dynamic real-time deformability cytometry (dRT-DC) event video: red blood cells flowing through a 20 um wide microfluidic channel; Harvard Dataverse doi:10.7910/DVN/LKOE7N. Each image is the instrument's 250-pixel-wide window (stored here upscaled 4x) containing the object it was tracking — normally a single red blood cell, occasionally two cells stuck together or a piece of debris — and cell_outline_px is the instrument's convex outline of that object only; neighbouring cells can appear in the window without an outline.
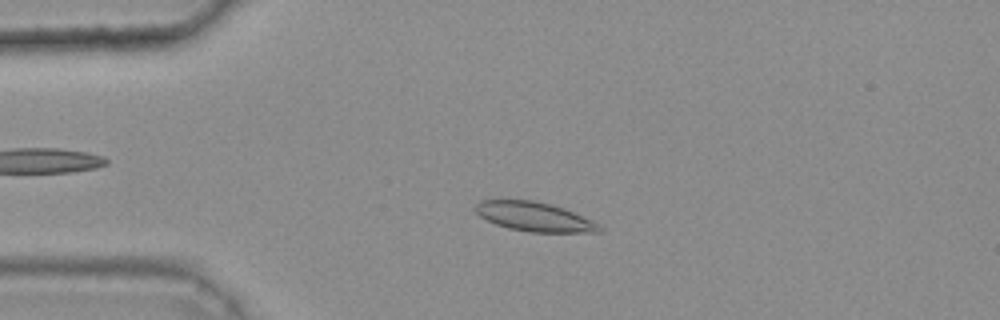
{"species": "common noctule bat (a hibernating species)", "species_latin": "Nyctalus noctula", "temperature_condition": "warm", "stored_images_in_passage": 41, "camera_frame_rate_fps": 3000, "um_per_image_px": 0.085, "animal": {"sex": "female", "body_mass_g": 25.1}, "frame": {"image": 1, "passage_image": 12, "time_ms": 3.667, "image_size_px": [1000, 320], "cell_outline_px": [[604, 228], [600, 232], [532, 232], [508, 228], [496, 224], [480, 216], [472, 208], [480, 200], [532, 200], [552, 204], [564, 208], [592, 220], [600, 224]], "centroid_in_image_um": [45.43, 18.42], "position_along_channel_um": 39.6, "area_um2": 21.15}}
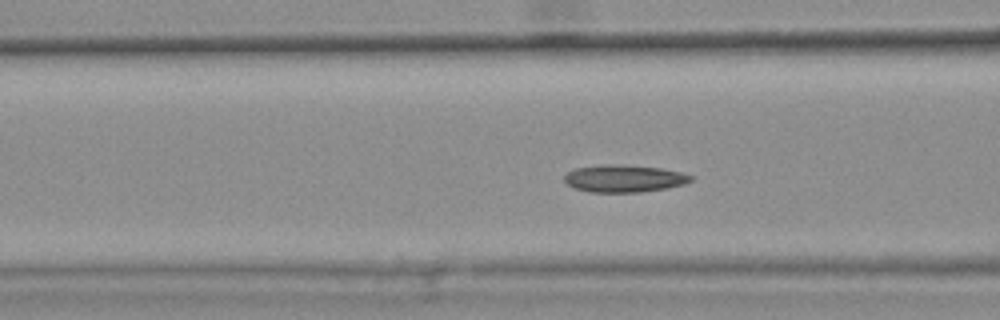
{"frame": {"image": 2, "passage_image": 20, "time_ms": 6.333, "image_size_px": [1000, 320], "cell_outline_px": [[692, 180], [684, 184], [668, 188], [640, 192], [588, 192], [576, 188], [568, 184], [564, 180], [564, 176], [568, 172], [576, 168], [604, 164], [608, 164], [660, 168], [680, 172], [692, 176]], "centroid_in_image_um": [53.04, 15.18], "position_along_channel_um": 113.6, "area_um2": 19.88}}
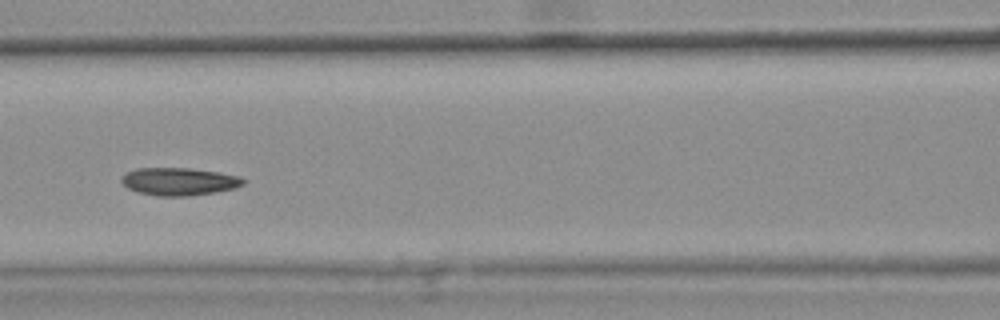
{"frame": {"image": 3, "passage_image": 23, "time_ms": 7.333, "image_size_px": [1000, 320], "cell_outline_px": [[244, 184], [236, 188], [188, 196], [156, 196], [140, 192], [128, 188], [120, 180], [128, 172], [136, 168], [188, 168], [220, 172], [240, 176], [244, 180]], "centroid_in_image_um": [15.24, 15.42], "position_along_channel_um": 151.4, "area_um2": 19.48}, "authors_computed_cell_mechanics": {"area_um2": 19.7676, "velocity_mm_per_s": 3.7843, "shape_relaxation_time_tau1_ms": 3.9565, "shape_relaxation_time_tau2_ms": null, "deformation_change_tau1": 0.0995, "deformation_change_tau2": null}}